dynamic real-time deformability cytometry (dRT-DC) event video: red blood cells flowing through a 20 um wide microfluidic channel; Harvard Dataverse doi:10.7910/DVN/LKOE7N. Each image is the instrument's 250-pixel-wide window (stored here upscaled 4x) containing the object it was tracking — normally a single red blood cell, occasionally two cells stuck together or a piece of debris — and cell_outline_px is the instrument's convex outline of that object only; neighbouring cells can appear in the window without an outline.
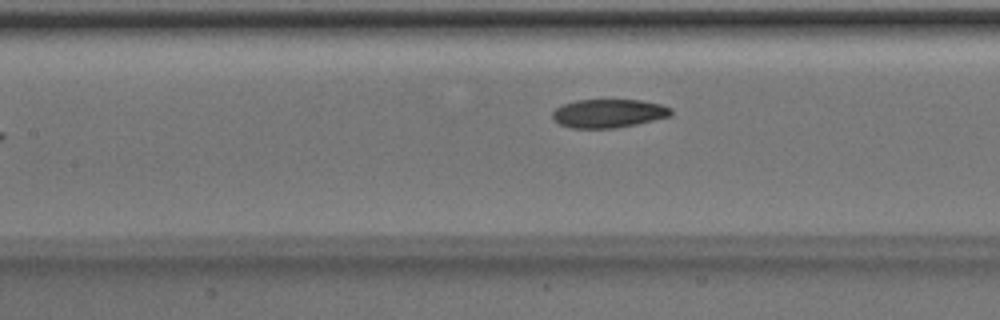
{"species": "Egyptian fruit bat (a non-hibernating species)", "species_latin": "Rousettus aegyptiacus", "temperature_condition": "room temperature", "stored_images_in_passage": 7, "camera_frame_rate_fps": 3000, "um_per_image_px": 0.085, "animal": {"sex": "male"}, "frame": {"image": 1, "passage_image": 7, "time_ms": 2.0, "image_size_px": [1000, 320], "cell_outline_px": [[672, 116], [636, 124], [616, 128], [572, 128], [560, 124], [552, 116], [552, 112], [560, 104], [576, 100], [640, 100], [660, 104], [672, 108]], "centroid_in_image_um": [51.73, 9.63], "position_along_channel_um": 155.7, "area_um2": 19.77}}